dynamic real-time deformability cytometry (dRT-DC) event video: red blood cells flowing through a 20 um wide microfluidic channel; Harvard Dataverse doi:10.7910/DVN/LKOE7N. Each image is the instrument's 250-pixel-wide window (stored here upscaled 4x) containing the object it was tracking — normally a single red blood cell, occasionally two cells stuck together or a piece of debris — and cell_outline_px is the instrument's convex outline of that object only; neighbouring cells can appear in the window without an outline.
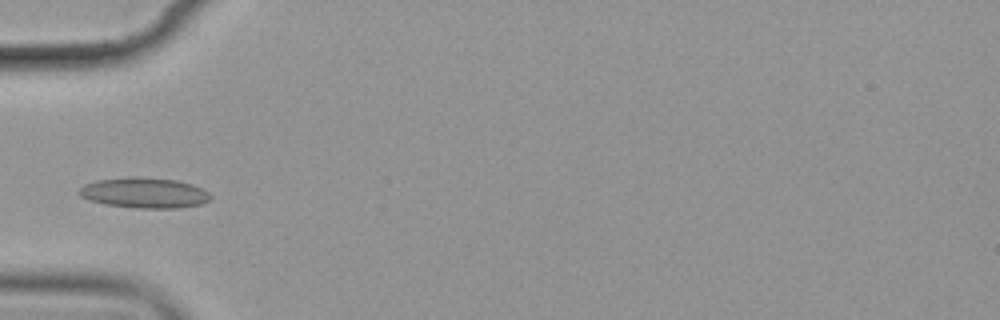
{"species": "common noctule bat (a hibernating species)", "species_latin": "Nyctalus noctula", "temperature_condition": "cold", "stored_images_in_passage": 8, "camera_frame_rate_fps": 3000, "um_per_image_px": 0.085, "animal": {"sex": "female", "body_mass_g": 19.9}, "frame": {"image": 1, "passage_image": 4, "time_ms": 3.667, "image_size_px": [1000, 320], "cell_outline_px": [[212, 200], [200, 204], [180, 208], [136, 208], [104, 204], [88, 200], [80, 196], [76, 192], [84, 184], [96, 180], [136, 176], [176, 180], [192, 184], [208, 192], [212, 196]], "centroid_in_image_um": [12.25, 16.39], "position_along_channel_um": 72.7, "area_um2": 23.52}}
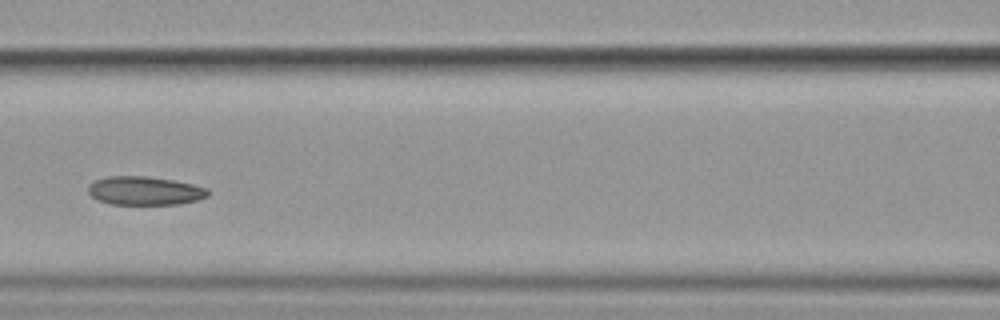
{"frame": {"image": 2, "passage_image": 6, "time_ms": 6.0, "image_size_px": [1000, 320], "cell_outline_px": [[208, 196], [196, 200], [180, 204], [108, 204], [96, 200], [88, 192], [88, 184], [92, 180], [108, 176], [148, 176], [172, 180], [192, 184], [208, 188]], "centroid_in_image_um": [12.25, 16.21], "position_along_channel_um": 154.4, "area_um2": 20.11}}
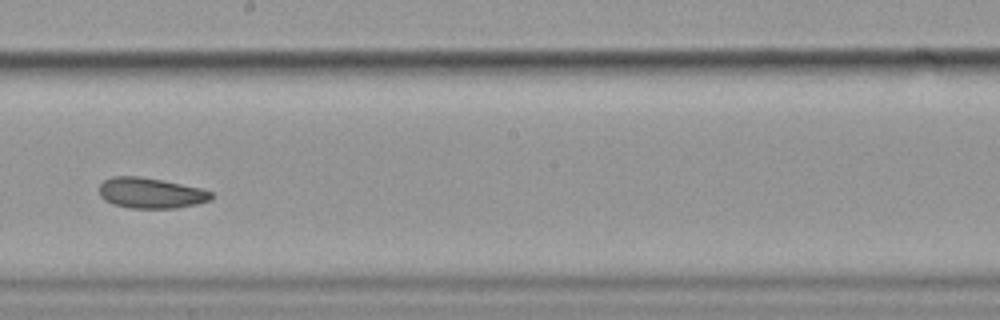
{"frame": {"image": 3, "passage_image": 8, "time_ms": 8.333, "image_size_px": [1000, 320], "cell_outline_px": [[216, 196], [212, 200], [196, 204], [176, 208], [128, 208], [112, 204], [104, 200], [100, 196], [100, 184], [104, 180], [112, 176], [140, 176], [164, 180], [200, 188], [212, 192]], "centroid_in_image_um": [12.83, 16.41], "position_along_channel_um": 235.4, "area_um2": 20.23}}